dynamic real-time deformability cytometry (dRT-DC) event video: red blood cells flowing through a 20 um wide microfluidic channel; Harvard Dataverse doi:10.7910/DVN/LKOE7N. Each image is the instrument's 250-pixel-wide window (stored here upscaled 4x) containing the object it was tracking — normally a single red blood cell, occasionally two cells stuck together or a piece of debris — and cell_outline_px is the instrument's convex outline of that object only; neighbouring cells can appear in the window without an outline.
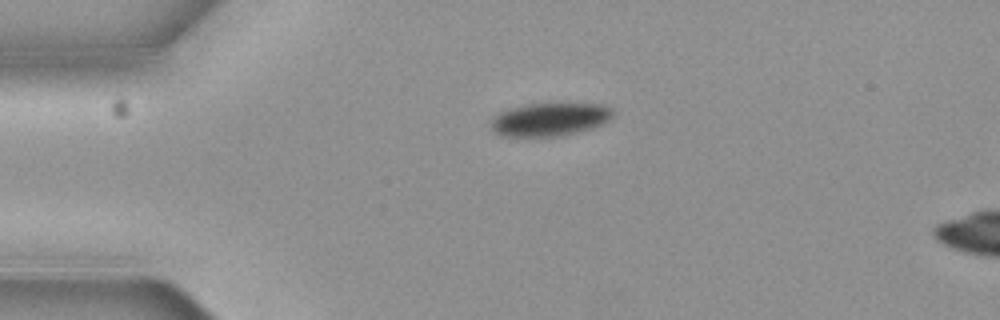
{"species": "common noctule bat (a hibernating species)", "species_latin": "Nyctalus noctula", "temperature_condition": "cold", "stored_images_in_passage": 2, "camera_frame_rate_fps": 3000, "um_per_image_px": 0.085, "animal": {"sex": "female", "body_mass_g": 19.3, "forearm_length_mm": 54.1}, "frame": {"image": 1, "passage_image": 1, "time_ms": 0.0, "image_size_px": [1000, 320], "cell_outline_px": [[616, 112], [608, 120], [592, 128], [576, 132], [556, 136], [500, 136], [488, 124], [488, 120], [492, 116], [508, 108], [528, 104], [560, 100], [604, 104], [612, 108]], "centroid_in_image_um": [46.74, 10.08], "position_along_channel_um": 38.3, "area_um2": 24.74}}